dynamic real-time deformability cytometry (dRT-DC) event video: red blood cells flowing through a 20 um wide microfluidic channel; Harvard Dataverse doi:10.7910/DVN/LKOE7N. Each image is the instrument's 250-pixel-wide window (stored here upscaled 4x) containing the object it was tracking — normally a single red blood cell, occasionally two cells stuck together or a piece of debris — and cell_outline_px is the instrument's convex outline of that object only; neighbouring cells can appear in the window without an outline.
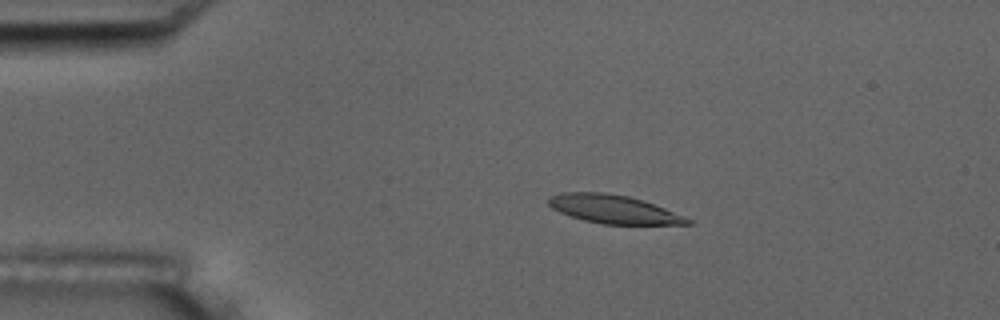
{"species": "common noctule bat (a hibernating species)", "species_latin": "Nyctalus noctula", "temperature_condition": "room temperature", "stored_images_in_passage": 6, "camera_frame_rate_fps": 3000, "um_per_image_px": 0.085, "animal": {"sex": "male", "body_mass_g": 17.5, "forearm_length_mm": 52.3}, "frame": {"image": 1, "passage_image": 4, "time_ms": 3.333, "image_size_px": [1000, 320], "cell_outline_px": [[696, 224], [604, 224], [584, 220], [560, 212], [552, 208], [548, 204], [548, 196], [560, 192], [604, 192], [628, 196], [644, 200], [696, 220]], "centroid_in_image_um": [52.2, 17.78], "position_along_channel_um": 32.8, "area_um2": 23.24}}
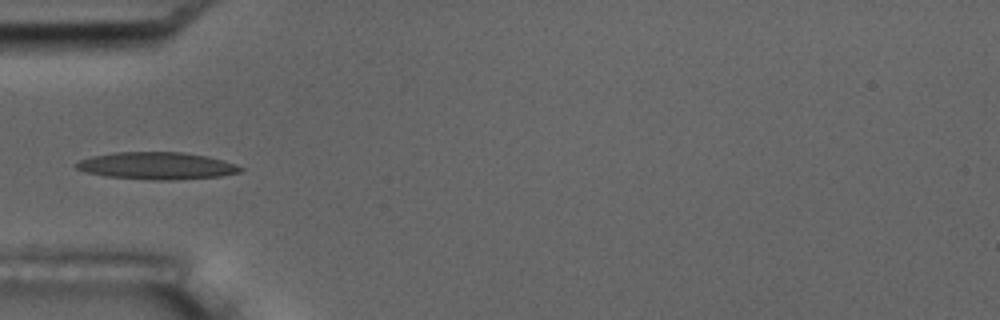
{"frame": {"image": 2, "passage_image": 6, "time_ms": 5.667, "image_size_px": [1000, 320], "cell_outline_px": [[244, 168], [240, 172], [220, 176], [176, 180], [152, 180], [104, 176], [84, 172], [76, 168], [72, 164], [80, 160], [92, 156], [112, 152], [184, 152], [208, 156], [236, 164]], "centroid_in_image_um": [13.3, 14.09], "position_along_channel_um": 71.7, "area_um2": 26.3}}